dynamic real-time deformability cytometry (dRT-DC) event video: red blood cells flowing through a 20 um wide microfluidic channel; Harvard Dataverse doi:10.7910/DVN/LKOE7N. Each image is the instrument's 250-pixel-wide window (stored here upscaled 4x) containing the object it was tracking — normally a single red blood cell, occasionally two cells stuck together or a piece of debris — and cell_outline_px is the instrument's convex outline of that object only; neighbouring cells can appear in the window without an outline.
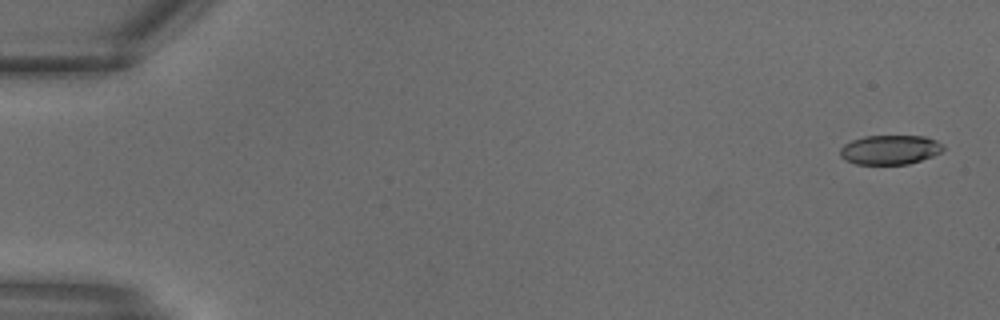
{"species": "common noctule bat (a hibernating species)", "species_latin": "Nyctalus noctula", "temperature_condition": "warm", "stored_images_in_passage": 6, "camera_frame_rate_fps": 3000, "um_per_image_px": 0.085, "animal": {"sex": "male", "body_mass_g": 18.8}, "frame": {"image": 1, "passage_image": 2, "time_ms": 0.333, "image_size_px": [1000, 320], "cell_outline_px": [[944, 148], [940, 152], [932, 156], [908, 164], [856, 164], [844, 160], [840, 156], [840, 148], [844, 144], [852, 140], [864, 136], [924, 136], [936, 140], [944, 144]], "centroid_in_image_um": [75.63, 12.72], "position_along_channel_um": 9.4, "area_um2": 17.69}}